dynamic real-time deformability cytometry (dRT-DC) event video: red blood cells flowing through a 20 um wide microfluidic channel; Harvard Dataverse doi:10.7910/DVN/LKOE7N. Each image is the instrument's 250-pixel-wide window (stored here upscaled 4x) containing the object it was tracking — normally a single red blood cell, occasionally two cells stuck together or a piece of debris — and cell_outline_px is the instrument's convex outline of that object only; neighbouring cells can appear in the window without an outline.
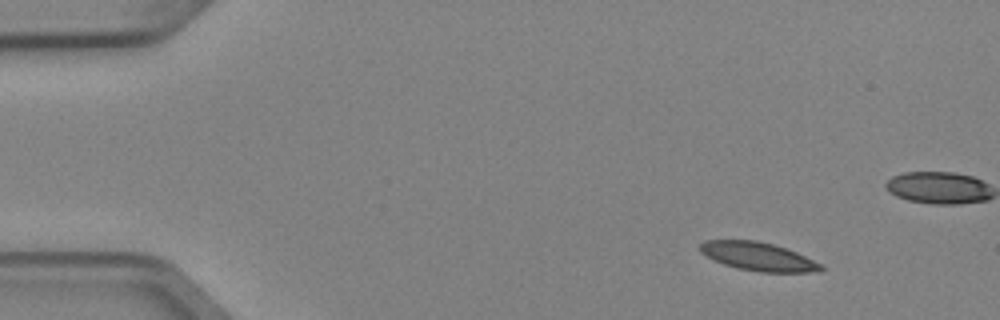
{"species": "Egyptian fruit bat (a non-hibernating species)", "species_latin": "Rousettus aegyptiacus", "temperature_condition": "cold", "stored_images_in_passage": 5, "segment_of_instrument_passage": [1, 2], "camera_frame_rate_fps": 3000, "um_per_image_px": 0.085, "animal": {"sex": "female"}, "frame": {"image": 1, "passage_image": 1, "time_ms": 0.0, "image_size_px": [1000, 320], "cell_outline_px": [[824, 268], [820, 272], [760, 272], [736, 268], [724, 264], [700, 252], [700, 244], [704, 240], [756, 240], [772, 244], [796, 252], [820, 264]], "centroid_in_image_um": [64.43, 21.8], "position_along_channel_um": 20.6, "area_um2": 19.77}}
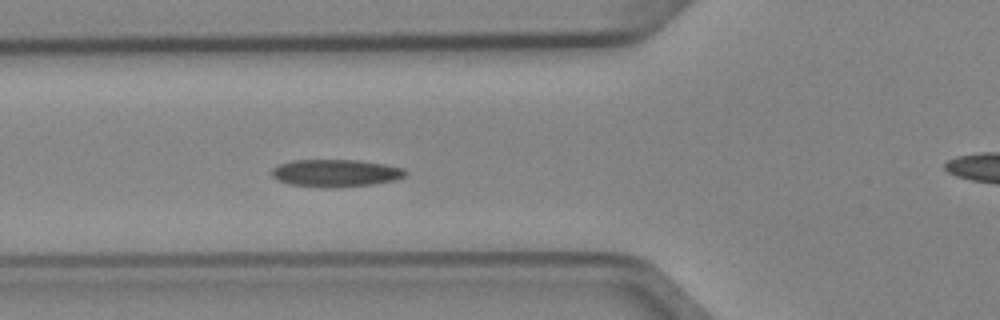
{"frame": {"image": 2, "passage_image": 4, "time_ms": 1.0, "image_size_px": [1000, 320], "cell_outline_px": [[408, 172], [404, 176], [396, 180], [372, 184], [324, 188], [288, 184], [272, 176], [272, 168], [280, 164], [292, 160], [360, 160], [384, 164], [404, 168]], "centroid_in_image_um": [28.54, 14.71], "position_along_channel_um": 97.3, "area_um2": 21.33}}